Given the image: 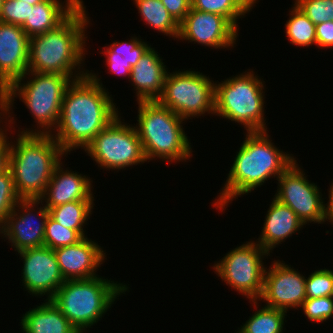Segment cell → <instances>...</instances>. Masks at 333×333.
Returning <instances> with one entry per match:
<instances>
[{
    "mask_svg": "<svg viewBox=\"0 0 333 333\" xmlns=\"http://www.w3.org/2000/svg\"><path fill=\"white\" fill-rule=\"evenodd\" d=\"M98 77L88 72L67 87L59 122L54 129L57 133H51L66 153L80 147L85 149L101 130L120 115L113 98Z\"/></svg>",
    "mask_w": 333,
    "mask_h": 333,
    "instance_id": "1",
    "label": "cell"
},
{
    "mask_svg": "<svg viewBox=\"0 0 333 333\" xmlns=\"http://www.w3.org/2000/svg\"><path fill=\"white\" fill-rule=\"evenodd\" d=\"M85 9L82 3L54 30L30 38L28 72L57 73L73 80L88 74L89 70H79L87 50L85 31L90 22Z\"/></svg>",
    "mask_w": 333,
    "mask_h": 333,
    "instance_id": "2",
    "label": "cell"
},
{
    "mask_svg": "<svg viewBox=\"0 0 333 333\" xmlns=\"http://www.w3.org/2000/svg\"><path fill=\"white\" fill-rule=\"evenodd\" d=\"M269 139L267 131L247 132L231 166L225 186L213 202L222 212L236 197L251 193L270 179L278 178L295 160ZM223 209V210H221Z\"/></svg>",
    "mask_w": 333,
    "mask_h": 333,
    "instance_id": "3",
    "label": "cell"
},
{
    "mask_svg": "<svg viewBox=\"0 0 333 333\" xmlns=\"http://www.w3.org/2000/svg\"><path fill=\"white\" fill-rule=\"evenodd\" d=\"M11 142L9 168L14 187L22 199L38 200L66 152L51 134H18Z\"/></svg>",
    "mask_w": 333,
    "mask_h": 333,
    "instance_id": "4",
    "label": "cell"
},
{
    "mask_svg": "<svg viewBox=\"0 0 333 333\" xmlns=\"http://www.w3.org/2000/svg\"><path fill=\"white\" fill-rule=\"evenodd\" d=\"M138 102V126H134L146 160L180 162L190 159L191 143L183 130L184 119L154 101Z\"/></svg>",
    "mask_w": 333,
    "mask_h": 333,
    "instance_id": "5",
    "label": "cell"
},
{
    "mask_svg": "<svg viewBox=\"0 0 333 333\" xmlns=\"http://www.w3.org/2000/svg\"><path fill=\"white\" fill-rule=\"evenodd\" d=\"M128 290L123 283L93 277L65 280L51 301L80 332L92 328L111 308L114 301Z\"/></svg>",
    "mask_w": 333,
    "mask_h": 333,
    "instance_id": "6",
    "label": "cell"
},
{
    "mask_svg": "<svg viewBox=\"0 0 333 333\" xmlns=\"http://www.w3.org/2000/svg\"><path fill=\"white\" fill-rule=\"evenodd\" d=\"M26 75H31L33 78L21 83L26 79ZM72 81L73 79L67 75L27 72L9 85L10 109L13 110L14 97L19 96L39 125L37 129L41 128L22 130L20 134L52 133L59 122L64 95Z\"/></svg>",
    "mask_w": 333,
    "mask_h": 333,
    "instance_id": "7",
    "label": "cell"
},
{
    "mask_svg": "<svg viewBox=\"0 0 333 333\" xmlns=\"http://www.w3.org/2000/svg\"><path fill=\"white\" fill-rule=\"evenodd\" d=\"M245 72L215 83L214 115L243 125L246 132L268 131L263 117L264 84L254 71Z\"/></svg>",
    "mask_w": 333,
    "mask_h": 333,
    "instance_id": "8",
    "label": "cell"
},
{
    "mask_svg": "<svg viewBox=\"0 0 333 333\" xmlns=\"http://www.w3.org/2000/svg\"><path fill=\"white\" fill-rule=\"evenodd\" d=\"M168 73L162 94L157 99L160 104L184 120L207 112L214 114L215 83L209 76L191 69Z\"/></svg>",
    "mask_w": 333,
    "mask_h": 333,
    "instance_id": "9",
    "label": "cell"
},
{
    "mask_svg": "<svg viewBox=\"0 0 333 333\" xmlns=\"http://www.w3.org/2000/svg\"><path fill=\"white\" fill-rule=\"evenodd\" d=\"M270 256L257 242L249 241L230 250L214 263L215 273L231 288L247 296L254 307L263 291L265 266L262 260Z\"/></svg>",
    "mask_w": 333,
    "mask_h": 333,
    "instance_id": "10",
    "label": "cell"
},
{
    "mask_svg": "<svg viewBox=\"0 0 333 333\" xmlns=\"http://www.w3.org/2000/svg\"><path fill=\"white\" fill-rule=\"evenodd\" d=\"M84 150L98 167L107 170H120L147 162L135 127L122 122L119 116L101 130Z\"/></svg>",
    "mask_w": 333,
    "mask_h": 333,
    "instance_id": "11",
    "label": "cell"
},
{
    "mask_svg": "<svg viewBox=\"0 0 333 333\" xmlns=\"http://www.w3.org/2000/svg\"><path fill=\"white\" fill-rule=\"evenodd\" d=\"M294 161L278 178V189L275 199L290 207L306 225L325 222V202L322 193L315 183L307 180V176Z\"/></svg>",
    "mask_w": 333,
    "mask_h": 333,
    "instance_id": "12",
    "label": "cell"
},
{
    "mask_svg": "<svg viewBox=\"0 0 333 333\" xmlns=\"http://www.w3.org/2000/svg\"><path fill=\"white\" fill-rule=\"evenodd\" d=\"M40 203L39 200L22 199L0 226V233L10 241L9 243H12L17 252L44 246L45 227L49 212L45 206L38 208L37 205ZM36 206L37 212L35 211ZM36 219H39L36 221L37 223Z\"/></svg>",
    "mask_w": 333,
    "mask_h": 333,
    "instance_id": "13",
    "label": "cell"
},
{
    "mask_svg": "<svg viewBox=\"0 0 333 333\" xmlns=\"http://www.w3.org/2000/svg\"><path fill=\"white\" fill-rule=\"evenodd\" d=\"M23 259L22 283L32 296L47 295L51 300L65 282L53 249L42 246L18 252Z\"/></svg>",
    "mask_w": 333,
    "mask_h": 333,
    "instance_id": "14",
    "label": "cell"
},
{
    "mask_svg": "<svg viewBox=\"0 0 333 333\" xmlns=\"http://www.w3.org/2000/svg\"><path fill=\"white\" fill-rule=\"evenodd\" d=\"M272 263L268 271L265 269L259 300L267 302L265 306L286 312L290 308H300L306 300L305 276L283 261L274 260Z\"/></svg>",
    "mask_w": 333,
    "mask_h": 333,
    "instance_id": "15",
    "label": "cell"
},
{
    "mask_svg": "<svg viewBox=\"0 0 333 333\" xmlns=\"http://www.w3.org/2000/svg\"><path fill=\"white\" fill-rule=\"evenodd\" d=\"M238 29L226 17L190 9L179 24L180 40H188L215 49L233 47Z\"/></svg>",
    "mask_w": 333,
    "mask_h": 333,
    "instance_id": "16",
    "label": "cell"
},
{
    "mask_svg": "<svg viewBox=\"0 0 333 333\" xmlns=\"http://www.w3.org/2000/svg\"><path fill=\"white\" fill-rule=\"evenodd\" d=\"M29 48L21 26L0 21V83L10 85L28 72Z\"/></svg>",
    "mask_w": 333,
    "mask_h": 333,
    "instance_id": "17",
    "label": "cell"
},
{
    "mask_svg": "<svg viewBox=\"0 0 333 333\" xmlns=\"http://www.w3.org/2000/svg\"><path fill=\"white\" fill-rule=\"evenodd\" d=\"M64 280L89 279L104 262L105 251L96 242L83 237L79 242L54 249Z\"/></svg>",
    "mask_w": 333,
    "mask_h": 333,
    "instance_id": "18",
    "label": "cell"
},
{
    "mask_svg": "<svg viewBox=\"0 0 333 333\" xmlns=\"http://www.w3.org/2000/svg\"><path fill=\"white\" fill-rule=\"evenodd\" d=\"M62 164L55 168L44 194L38 199L41 205L43 206L44 200L47 209L72 201H94L91 191L92 180L76 171L75 173L67 169L64 171Z\"/></svg>",
    "mask_w": 333,
    "mask_h": 333,
    "instance_id": "19",
    "label": "cell"
},
{
    "mask_svg": "<svg viewBox=\"0 0 333 333\" xmlns=\"http://www.w3.org/2000/svg\"><path fill=\"white\" fill-rule=\"evenodd\" d=\"M157 53L150 45L131 69L129 81L136 88L138 101H154L162 94L168 70Z\"/></svg>",
    "mask_w": 333,
    "mask_h": 333,
    "instance_id": "20",
    "label": "cell"
},
{
    "mask_svg": "<svg viewBox=\"0 0 333 333\" xmlns=\"http://www.w3.org/2000/svg\"><path fill=\"white\" fill-rule=\"evenodd\" d=\"M269 206L262 234L256 242L270 254L276 245L300 231L305 224L290 207L277 199L273 198Z\"/></svg>",
    "mask_w": 333,
    "mask_h": 333,
    "instance_id": "21",
    "label": "cell"
},
{
    "mask_svg": "<svg viewBox=\"0 0 333 333\" xmlns=\"http://www.w3.org/2000/svg\"><path fill=\"white\" fill-rule=\"evenodd\" d=\"M65 2L43 0L35 4L30 10L29 18L21 28L29 38L54 30L83 3V0H66Z\"/></svg>",
    "mask_w": 333,
    "mask_h": 333,
    "instance_id": "22",
    "label": "cell"
},
{
    "mask_svg": "<svg viewBox=\"0 0 333 333\" xmlns=\"http://www.w3.org/2000/svg\"><path fill=\"white\" fill-rule=\"evenodd\" d=\"M45 301L23 314V333H80L51 300Z\"/></svg>",
    "mask_w": 333,
    "mask_h": 333,
    "instance_id": "23",
    "label": "cell"
},
{
    "mask_svg": "<svg viewBox=\"0 0 333 333\" xmlns=\"http://www.w3.org/2000/svg\"><path fill=\"white\" fill-rule=\"evenodd\" d=\"M105 47L103 55L107 57L109 72L130 78L131 69L136 66L146 50L150 47L147 42L132 37L127 42L114 41Z\"/></svg>",
    "mask_w": 333,
    "mask_h": 333,
    "instance_id": "24",
    "label": "cell"
},
{
    "mask_svg": "<svg viewBox=\"0 0 333 333\" xmlns=\"http://www.w3.org/2000/svg\"><path fill=\"white\" fill-rule=\"evenodd\" d=\"M142 20L154 30L177 39L179 24L173 19L160 0H134Z\"/></svg>",
    "mask_w": 333,
    "mask_h": 333,
    "instance_id": "25",
    "label": "cell"
},
{
    "mask_svg": "<svg viewBox=\"0 0 333 333\" xmlns=\"http://www.w3.org/2000/svg\"><path fill=\"white\" fill-rule=\"evenodd\" d=\"M94 201H72L66 204L48 209L49 216L63 227L76 230L82 237L86 234L83 230L89 215L94 209ZM86 222V223H85Z\"/></svg>",
    "mask_w": 333,
    "mask_h": 333,
    "instance_id": "26",
    "label": "cell"
},
{
    "mask_svg": "<svg viewBox=\"0 0 333 333\" xmlns=\"http://www.w3.org/2000/svg\"><path fill=\"white\" fill-rule=\"evenodd\" d=\"M257 0H191V8L226 17L236 28L238 19L249 12Z\"/></svg>",
    "mask_w": 333,
    "mask_h": 333,
    "instance_id": "27",
    "label": "cell"
},
{
    "mask_svg": "<svg viewBox=\"0 0 333 333\" xmlns=\"http://www.w3.org/2000/svg\"><path fill=\"white\" fill-rule=\"evenodd\" d=\"M241 326L240 333H283L286 311L261 307Z\"/></svg>",
    "mask_w": 333,
    "mask_h": 333,
    "instance_id": "28",
    "label": "cell"
},
{
    "mask_svg": "<svg viewBox=\"0 0 333 333\" xmlns=\"http://www.w3.org/2000/svg\"><path fill=\"white\" fill-rule=\"evenodd\" d=\"M293 6L291 17L285 24L289 42L301 47L316 45V25L295 4Z\"/></svg>",
    "mask_w": 333,
    "mask_h": 333,
    "instance_id": "29",
    "label": "cell"
},
{
    "mask_svg": "<svg viewBox=\"0 0 333 333\" xmlns=\"http://www.w3.org/2000/svg\"><path fill=\"white\" fill-rule=\"evenodd\" d=\"M82 238L76 230L63 227L48 216L45 227L44 246L54 250L59 247L75 244Z\"/></svg>",
    "mask_w": 333,
    "mask_h": 333,
    "instance_id": "30",
    "label": "cell"
},
{
    "mask_svg": "<svg viewBox=\"0 0 333 333\" xmlns=\"http://www.w3.org/2000/svg\"><path fill=\"white\" fill-rule=\"evenodd\" d=\"M21 198L14 187L13 174L11 169L0 173V226L14 210Z\"/></svg>",
    "mask_w": 333,
    "mask_h": 333,
    "instance_id": "31",
    "label": "cell"
},
{
    "mask_svg": "<svg viewBox=\"0 0 333 333\" xmlns=\"http://www.w3.org/2000/svg\"><path fill=\"white\" fill-rule=\"evenodd\" d=\"M306 299L333 297V271L320 269L305 279Z\"/></svg>",
    "mask_w": 333,
    "mask_h": 333,
    "instance_id": "32",
    "label": "cell"
},
{
    "mask_svg": "<svg viewBox=\"0 0 333 333\" xmlns=\"http://www.w3.org/2000/svg\"><path fill=\"white\" fill-rule=\"evenodd\" d=\"M294 2L314 25L333 21V0H295Z\"/></svg>",
    "mask_w": 333,
    "mask_h": 333,
    "instance_id": "33",
    "label": "cell"
},
{
    "mask_svg": "<svg viewBox=\"0 0 333 333\" xmlns=\"http://www.w3.org/2000/svg\"><path fill=\"white\" fill-rule=\"evenodd\" d=\"M301 307L311 322L322 323L333 316V297L309 298Z\"/></svg>",
    "mask_w": 333,
    "mask_h": 333,
    "instance_id": "34",
    "label": "cell"
},
{
    "mask_svg": "<svg viewBox=\"0 0 333 333\" xmlns=\"http://www.w3.org/2000/svg\"><path fill=\"white\" fill-rule=\"evenodd\" d=\"M32 9V5L21 0H4L0 9V21L22 26Z\"/></svg>",
    "mask_w": 333,
    "mask_h": 333,
    "instance_id": "35",
    "label": "cell"
},
{
    "mask_svg": "<svg viewBox=\"0 0 333 333\" xmlns=\"http://www.w3.org/2000/svg\"><path fill=\"white\" fill-rule=\"evenodd\" d=\"M173 19L180 24L191 9V0H160Z\"/></svg>",
    "mask_w": 333,
    "mask_h": 333,
    "instance_id": "36",
    "label": "cell"
},
{
    "mask_svg": "<svg viewBox=\"0 0 333 333\" xmlns=\"http://www.w3.org/2000/svg\"><path fill=\"white\" fill-rule=\"evenodd\" d=\"M316 46L321 49L333 47V21L316 25Z\"/></svg>",
    "mask_w": 333,
    "mask_h": 333,
    "instance_id": "37",
    "label": "cell"
},
{
    "mask_svg": "<svg viewBox=\"0 0 333 333\" xmlns=\"http://www.w3.org/2000/svg\"><path fill=\"white\" fill-rule=\"evenodd\" d=\"M0 123H2L3 119H6L7 121V115L9 118L8 122L9 124H13V117L10 116V96H9V85H6L4 83H0ZM5 113V114H4ZM7 114V115H6ZM4 116L3 118L1 116ZM6 115V116H5ZM2 119V120H1ZM8 130L5 129V131L3 129L0 128V135L4 134V132H6Z\"/></svg>",
    "mask_w": 333,
    "mask_h": 333,
    "instance_id": "38",
    "label": "cell"
},
{
    "mask_svg": "<svg viewBox=\"0 0 333 333\" xmlns=\"http://www.w3.org/2000/svg\"><path fill=\"white\" fill-rule=\"evenodd\" d=\"M6 135V132L0 135V173L9 168V153L11 142H9V137Z\"/></svg>",
    "mask_w": 333,
    "mask_h": 333,
    "instance_id": "39",
    "label": "cell"
},
{
    "mask_svg": "<svg viewBox=\"0 0 333 333\" xmlns=\"http://www.w3.org/2000/svg\"><path fill=\"white\" fill-rule=\"evenodd\" d=\"M329 200L325 206V221L332 223L333 225V183L329 189Z\"/></svg>",
    "mask_w": 333,
    "mask_h": 333,
    "instance_id": "40",
    "label": "cell"
},
{
    "mask_svg": "<svg viewBox=\"0 0 333 333\" xmlns=\"http://www.w3.org/2000/svg\"><path fill=\"white\" fill-rule=\"evenodd\" d=\"M41 1H43V0H21V2L28 3L29 5H32V6H34L37 3H40Z\"/></svg>",
    "mask_w": 333,
    "mask_h": 333,
    "instance_id": "41",
    "label": "cell"
},
{
    "mask_svg": "<svg viewBox=\"0 0 333 333\" xmlns=\"http://www.w3.org/2000/svg\"><path fill=\"white\" fill-rule=\"evenodd\" d=\"M4 0H0V9H1V6H2V2H3Z\"/></svg>",
    "mask_w": 333,
    "mask_h": 333,
    "instance_id": "42",
    "label": "cell"
}]
</instances>
